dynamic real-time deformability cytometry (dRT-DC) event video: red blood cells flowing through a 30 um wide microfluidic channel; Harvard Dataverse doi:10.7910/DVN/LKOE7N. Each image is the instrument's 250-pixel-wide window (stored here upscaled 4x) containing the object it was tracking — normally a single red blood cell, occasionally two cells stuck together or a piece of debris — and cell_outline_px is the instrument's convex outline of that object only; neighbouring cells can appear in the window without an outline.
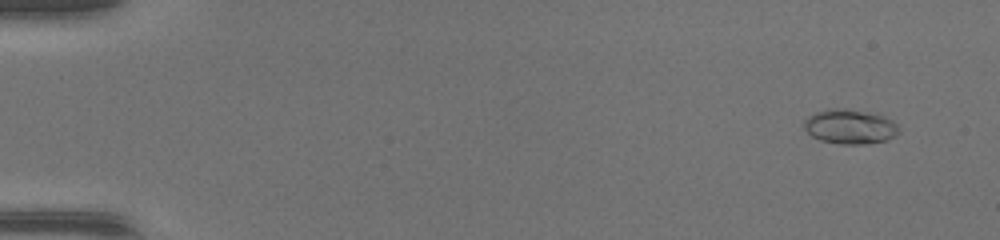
{"species": "common noctule bat (a hibernating species)", "species_latin": "Nyctalus noctula", "temperature_condition": "warm", "stored_images_in_passage": 50, "camera_frame_rate_fps": 3000, "um_per_image_px": 0.085, "animal": {"sex": "female", "body_mass_g": 17.0, "forearm_length_mm": 48.0}, "frame": {"image": 1, "passage_image": 4, "time_ms": 1.0, "image_size_px": [1000, 240], "cell_outline_px": [[900, 132], [896, 136], [888, 140], [864, 144], [840, 144], [820, 140], [812, 136], [804, 128], [804, 120], [808, 116], [816, 112], [828, 108], [844, 108], [884, 116], [892, 120], [900, 128]], "centroid_in_image_um": [72.26, 10.77], "position_along_channel_um": 12.7, "area_um2": 19.19}}
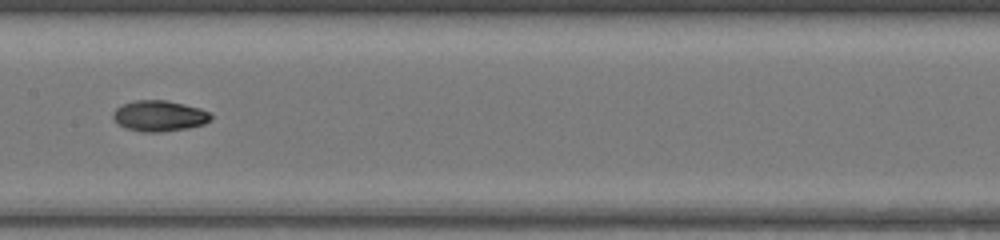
{"frame": {"image": 2, "passage_image": 27, "time_ms": 8.667, "image_size_px": [1000, 240], "cell_outline_px": [[212, 120], [204, 124], [188, 128], [160, 132], [144, 132], [124, 128], [116, 124], [112, 116], [112, 112], [116, 108], [124, 104], [136, 100], [168, 100], [200, 108], [208, 112], [212, 116]], "centroid_in_image_um": [13.52, 9.86], "position_along_channel_um": 193.9, "area_um2": 17.74}}
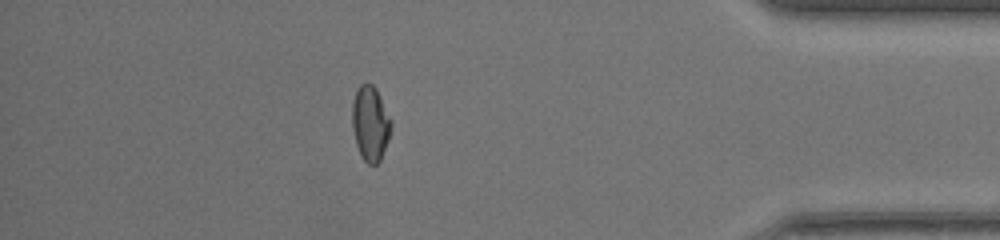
{"frame": {"image": 3, "passage_image": 44, "time_ms": 14.333, "image_size_px": [1000, 240], "cell_outline_px": [[392, 124], [388, 140], [380, 160], [376, 164], [368, 164], [360, 156], [356, 144], [352, 128], [352, 104], [356, 88], [360, 84], [372, 84], [376, 88], [392, 120]], "centroid_in_image_um": [31.47, 10.48], "position_along_channel_um": 403.7, "area_um2": 17.11}, "authors_computed_cell_mechanics": {"area_um2": 17.1666, "velocity_mm_per_s": 4.3648, "shape_relaxation_time_tau1_ms": 4.3448, "shape_relaxation_time_tau2_ms": 3.9339, "deformation_change_tau1": 0.1993, "deformation_change_tau2": 0.0661}}